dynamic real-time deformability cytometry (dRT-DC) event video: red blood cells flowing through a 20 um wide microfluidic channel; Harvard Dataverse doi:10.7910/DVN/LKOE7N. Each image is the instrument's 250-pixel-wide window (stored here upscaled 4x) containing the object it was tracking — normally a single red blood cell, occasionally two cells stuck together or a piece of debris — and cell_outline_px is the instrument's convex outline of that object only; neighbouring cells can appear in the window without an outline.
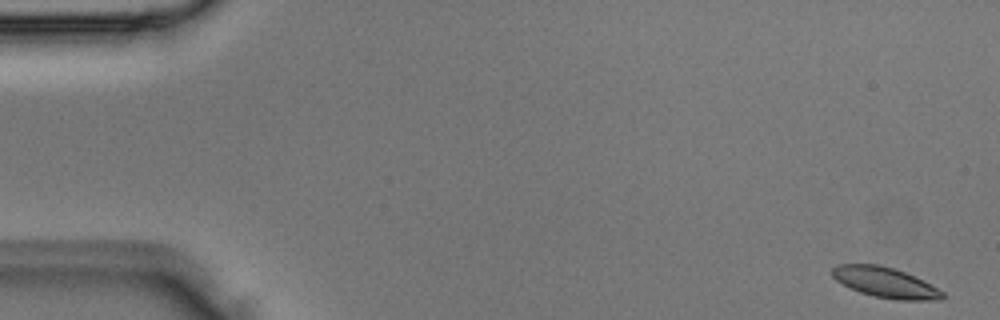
{"species": "Egyptian fruit bat (a non-hibernating species)", "species_latin": "Rousettus aegyptiacus", "temperature_condition": "room temperature", "stored_images_in_passage": 5, "camera_frame_rate_fps": 3000, "um_per_image_px": 0.085, "animal": {"sex": "male"}, "frame": {"image": 1, "passage_image": 1, "time_ms": 0.0, "image_size_px": [1000, 320], "cell_outline_px": [[944, 296], [940, 300], [896, 300], [876, 296], [860, 292], [836, 280], [832, 276], [832, 268], [836, 264], [876, 264], [892, 268], [904, 272], [944, 292]], "centroid_in_image_um": [75.21, 24.01], "position_along_channel_um": 9.8, "area_um2": 19.02}}